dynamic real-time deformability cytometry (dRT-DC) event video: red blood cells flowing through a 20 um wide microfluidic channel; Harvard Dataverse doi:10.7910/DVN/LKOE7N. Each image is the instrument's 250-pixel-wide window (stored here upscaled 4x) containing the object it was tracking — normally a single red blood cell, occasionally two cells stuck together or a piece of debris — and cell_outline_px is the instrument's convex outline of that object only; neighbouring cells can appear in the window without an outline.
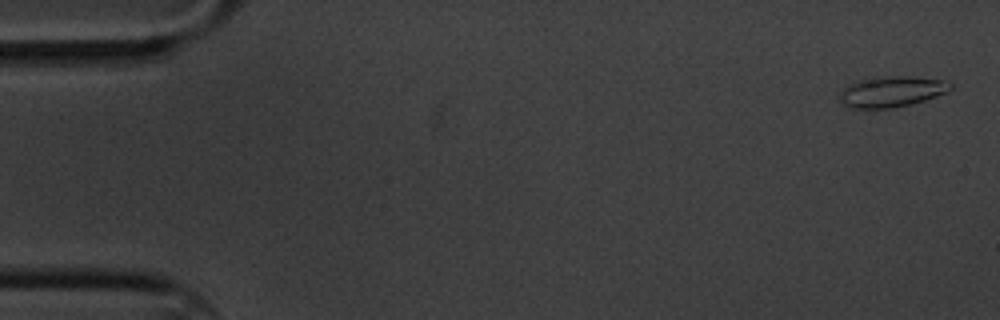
{"species": "common noctule bat (a hibernating species)", "species_latin": "Nyctalus noctula", "temperature_condition": "cold", "stored_images_in_passage": 60, "camera_frame_rate_fps": 3000, "um_per_image_px": 0.085, "animal": {"sex": "male", "body_mass_g": 20.1, "forearm_length_mm": 53.5}, "frame": {"image": 1, "passage_image": 2, "time_ms": 0.333, "image_size_px": [1000, 320], "cell_outline_px": [[952, 88], [948, 92], [924, 100], [892, 108], [852, 108], [840, 104], [840, 92], [848, 84], [860, 80], [892, 76], [904, 76], [944, 80], [952, 84]], "centroid_in_image_um": [75.77, 7.8], "position_along_channel_um": 9.2, "area_um2": 19.59}}
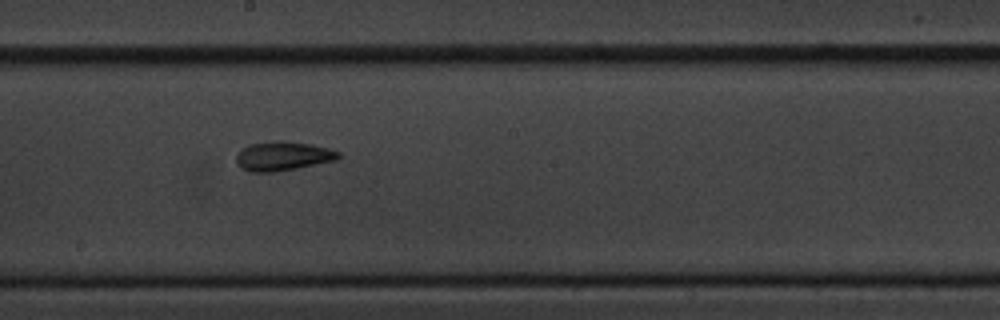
{"frame": {"image": 2, "passage_image": 33, "time_ms": 10.667, "image_size_px": [1000, 320], "cell_outline_px": [[340, 156], [336, 160], [276, 172], [252, 172], [236, 164], [236, 156], [248, 144], [272, 140], [284, 140], [312, 144], [328, 148], [340, 152]], "centroid_in_image_um": [24.05, 13.25], "position_along_channel_um": 224.2, "area_um2": 17.4}}
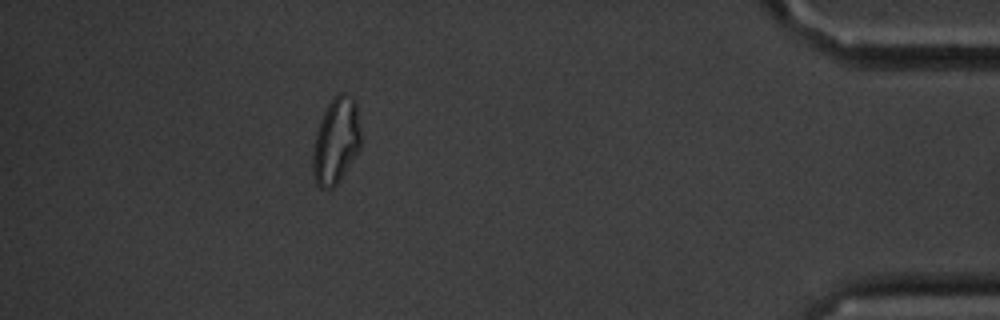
{"frame": {"image": 3, "passage_image": 54, "time_ms": 17.667, "image_size_px": [1000, 320], "cell_outline_px": [[360, 148], [340, 180], [332, 188], [320, 188], [316, 184], [312, 172], [312, 152], [316, 132], [320, 120], [328, 104], [340, 92], [356, 100], [360, 132]], "centroid_in_image_um": [28.54, 12.01], "position_along_channel_um": 406.7, "area_um2": 23.99}, "authors_computed_cell_mechanics": {"area_um2": 18.0047, "velocity_mm_per_s": 3.3223, "shape_relaxation_time_tau1_ms": 5.9507, "shape_relaxation_time_tau2_ms": 6.7672, "deformation_change_tau1": 0.1352, "deformation_change_tau2": 0.1422}}